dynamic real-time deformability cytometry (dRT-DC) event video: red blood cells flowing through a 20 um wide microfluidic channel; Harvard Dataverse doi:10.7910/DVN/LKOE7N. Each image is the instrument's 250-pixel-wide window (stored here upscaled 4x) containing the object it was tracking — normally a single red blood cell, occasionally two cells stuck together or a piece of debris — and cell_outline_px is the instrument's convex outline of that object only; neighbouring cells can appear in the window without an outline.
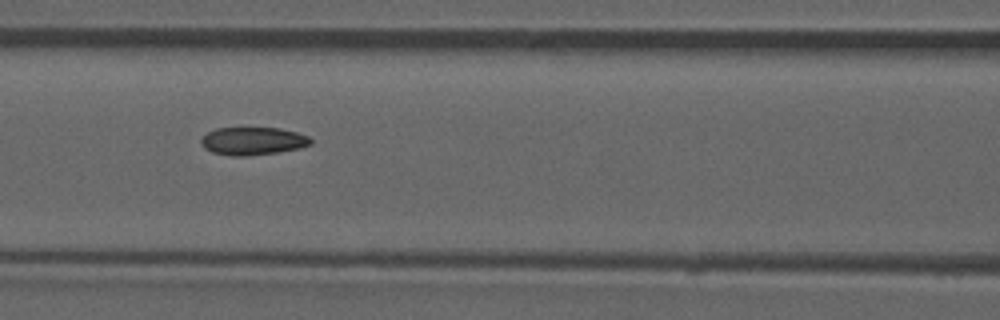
{"species": "common noctule bat (a hibernating species)", "species_latin": "Nyctalus noctula", "temperature_condition": "room temperature", "stored_images_in_passage": 53, "camera_frame_rate_fps": 3000, "um_per_image_px": 0.085, "animal": {"sex": "male", "forearm_length_mm": 52.5}, "frame": {"image": 1, "passage_image": 23, "time_ms": 7.333, "image_size_px": [1000, 320], "cell_outline_px": [[312, 144], [300, 148], [276, 152], [244, 156], [232, 156], [212, 152], [204, 148], [200, 144], [200, 140], [208, 132], [216, 128], [280, 128], [296, 132], [308, 136], [312, 140]], "centroid_in_image_um": [21.48, 11.98], "position_along_channel_um": 145.1, "area_um2": 17.74}, "authors_computed_cell_mechanics": {"area_um2": 18.3226, "velocity_mm_per_s": 3.9098, "shape_relaxation_time_tau1_ms": null, "shape_relaxation_time_tau2_ms": 1.957, "deformation_change_tau1": null, "deformation_change_tau2": 0.0659}}